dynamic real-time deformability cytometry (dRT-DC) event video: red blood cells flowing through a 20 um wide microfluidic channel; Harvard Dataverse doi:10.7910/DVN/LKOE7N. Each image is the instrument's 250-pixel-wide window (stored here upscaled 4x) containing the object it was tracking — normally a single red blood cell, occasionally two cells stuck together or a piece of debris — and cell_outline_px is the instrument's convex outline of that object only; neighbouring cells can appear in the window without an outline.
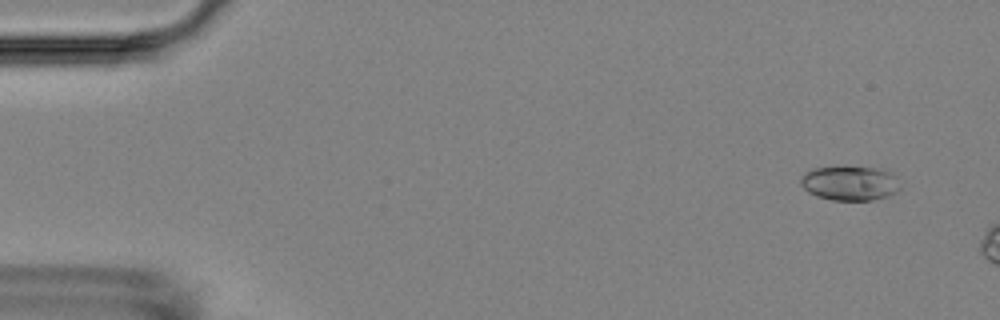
{"species": "Egyptian fruit bat (a non-hibernating species)", "species_latin": "Rousettus aegyptiacus", "temperature_condition": "room temperature", "stored_images_in_passage": 4, "camera_frame_rate_fps": 3000, "um_per_image_px": 0.085, "animal": {"sex": "female"}, "frame": {"image": 1, "passage_image": 2, "time_ms": 1.0, "image_size_px": [1000, 320], "cell_outline_px": [[900, 188], [896, 192], [888, 196], [872, 200], [832, 200], [816, 196], [808, 192], [800, 184], [800, 180], [804, 172], [812, 168], [888, 168], [896, 176]], "centroid_in_image_um": [72.26, 15.58], "position_along_channel_um": 12.7, "area_um2": 20.0}}